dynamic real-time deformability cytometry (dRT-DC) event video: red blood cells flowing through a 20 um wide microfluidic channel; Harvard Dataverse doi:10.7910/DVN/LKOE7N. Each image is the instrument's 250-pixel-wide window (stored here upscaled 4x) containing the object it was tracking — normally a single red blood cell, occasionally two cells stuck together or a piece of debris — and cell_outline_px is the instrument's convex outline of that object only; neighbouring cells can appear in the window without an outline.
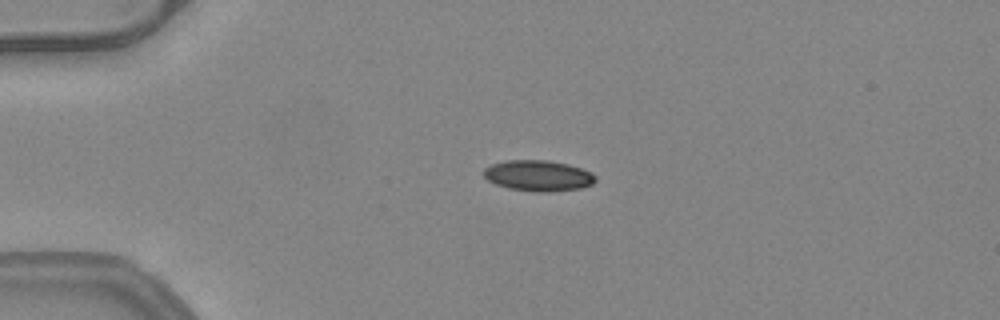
{"species": "common noctule bat (a hibernating species)", "species_latin": "Nyctalus noctula", "temperature_condition": "warm", "stored_images_in_passage": 40, "camera_frame_rate_fps": 3000, "um_per_image_px": 0.085, "animal": {"sex": "female", "body_mass_g": 24.6, "forearm_length_mm": 56.2}, "frame": {"image": 1, "passage_image": 1, "time_ms": 0.0, "image_size_px": [1000, 320], "cell_outline_px": [[596, 180], [592, 184], [580, 188], [548, 192], [536, 192], [508, 188], [496, 184], [488, 180], [484, 176], [484, 168], [492, 164], [508, 160], [548, 160], [568, 164], [592, 172], [596, 176]], "centroid_in_image_um": [45.76, 14.93], "position_along_channel_um": 39.2, "area_um2": 20.06}}
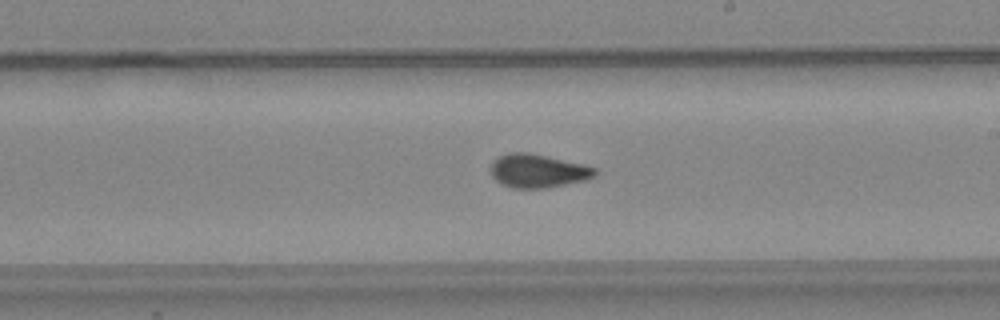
{"frame": {"image": 2, "passage_image": 19, "time_ms": 6.0, "image_size_px": [1000, 320], "cell_outline_px": [[596, 176], [588, 180], [548, 188], [512, 188], [496, 180], [492, 176], [492, 164], [500, 156], [508, 152], [528, 152], [584, 164], [596, 168]], "centroid_in_image_um": [45.78, 14.53], "position_along_channel_um": 243.2, "area_um2": 20.35}}
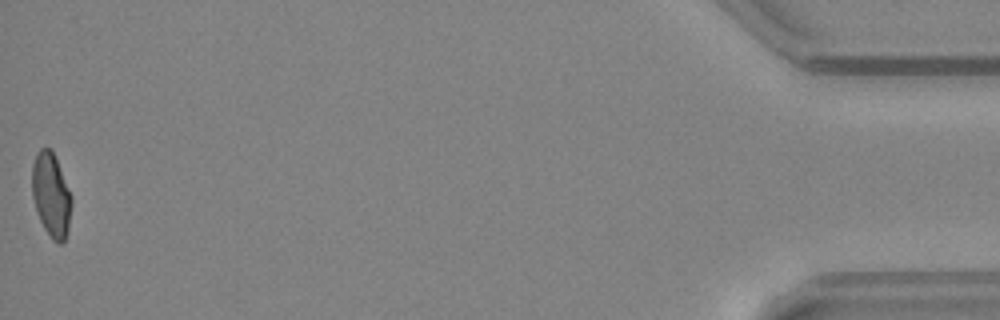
{"frame": {"image": 3, "passage_image": 40, "time_ms": 13.0, "image_size_px": [1000, 320], "cell_outline_px": [[72, 204], [68, 228], [64, 240], [60, 244], [52, 240], [44, 228], [36, 212], [32, 196], [32, 164], [36, 152], [40, 148], [52, 148], [72, 196]], "centroid_in_image_um": [4.34, 16.54], "position_along_channel_um": 430.9, "area_um2": 19.54}, "authors_computed_cell_mechanics": {"area_um2": 19.9988, "velocity_mm_per_s": 4.0483, "shape_relaxation_time_tau1_ms": null, "shape_relaxation_time_tau2_ms": 1.0618, "deformation_change_tau1": null, "deformation_change_tau2": 0.0535}}